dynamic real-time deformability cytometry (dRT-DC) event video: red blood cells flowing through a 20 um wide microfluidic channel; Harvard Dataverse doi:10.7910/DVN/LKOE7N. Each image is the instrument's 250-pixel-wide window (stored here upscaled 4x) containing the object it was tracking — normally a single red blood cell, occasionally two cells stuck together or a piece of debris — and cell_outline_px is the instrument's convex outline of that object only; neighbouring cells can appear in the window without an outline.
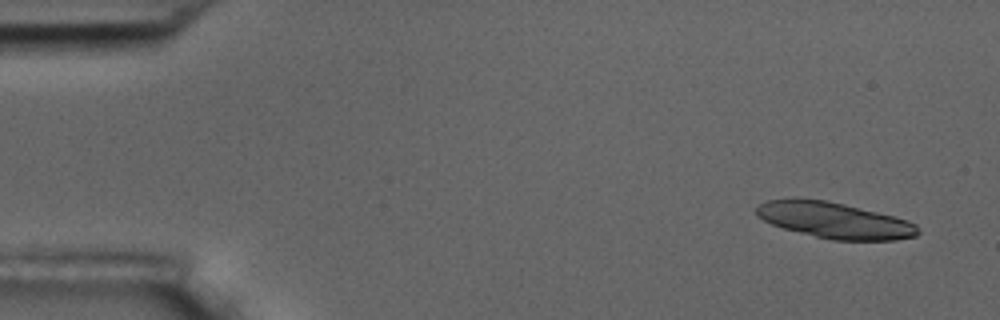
{"species": "common noctule bat (a hibernating species)", "species_latin": "Nyctalus noctula", "temperature_condition": "room temperature", "stored_images_in_passage": 6, "camera_frame_rate_fps": 3000, "um_per_image_px": 0.085, "animal": {"sex": "male", "body_mass_g": 17.5, "forearm_length_mm": 52.3}, "frame": {"image": 1, "passage_image": 1, "time_ms": 0.0, "image_size_px": [1000, 320], "cell_outline_px": [[920, 232], [916, 236], [896, 240], [832, 240], [784, 228], [772, 224], [756, 216], [756, 208], [760, 204], [768, 200], [792, 196], [796, 196], [828, 200], [908, 220], [916, 224], [920, 228]], "centroid_in_image_um": [70.91, 18.7], "position_along_channel_um": 14.1, "area_um2": 34.16}}